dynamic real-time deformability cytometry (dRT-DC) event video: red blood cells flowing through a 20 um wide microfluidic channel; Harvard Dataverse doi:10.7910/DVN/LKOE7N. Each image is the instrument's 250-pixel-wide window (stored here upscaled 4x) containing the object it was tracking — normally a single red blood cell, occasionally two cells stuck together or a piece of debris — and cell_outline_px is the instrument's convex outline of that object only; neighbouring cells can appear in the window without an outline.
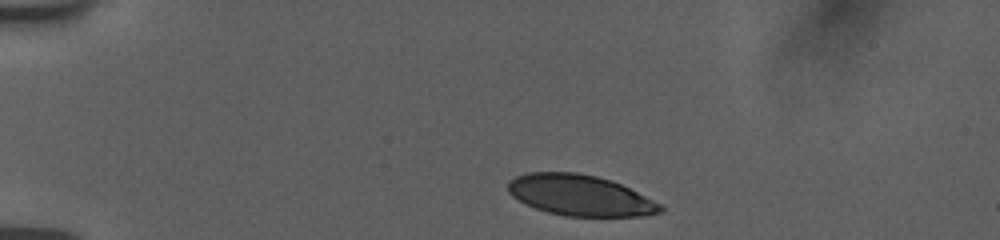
{"species": "human", "species_latin": "Homo sapiens", "temperature_condition": "room temperature", "stored_images_in_passage": 29, "camera_frame_rate_fps": 3000, "um_per_image_px": 0.085, "donor": {"sex": "female"}, "frame": {"image": 1, "passage_image": 1, "time_ms": 0.0, "image_size_px": [1000, 240], "cell_outline_px": [[664, 212], [644, 216], [564, 216], [548, 212], [524, 204], [512, 196], [508, 192], [508, 184], [516, 176], [528, 172], [576, 172], [596, 176], [612, 180], [660, 204], [664, 208]], "centroid_in_image_um": [49.29, 16.61], "position_along_channel_um": 35.7, "area_um2": 36.13}}
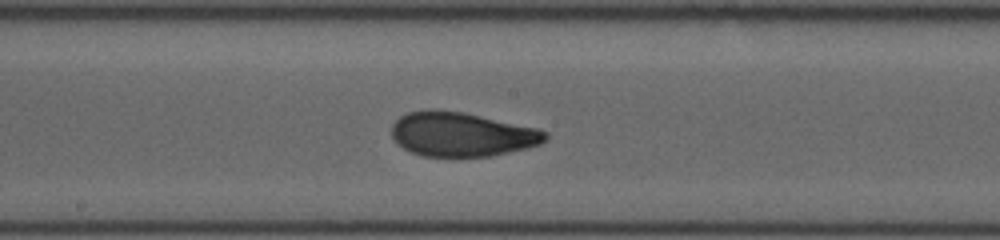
{"frame": {"image": 2, "passage_image": 16, "time_ms": 6.333, "image_size_px": [1000, 240], "cell_outline_px": [[548, 140], [540, 144], [528, 148], [492, 156], [420, 156], [396, 144], [392, 136], [392, 124], [400, 116], [408, 112], [432, 108], [464, 112], [536, 128], [548, 132]], "centroid_in_image_um": [39.24, 11.41], "position_along_channel_um": 209.0, "area_um2": 39.88}}
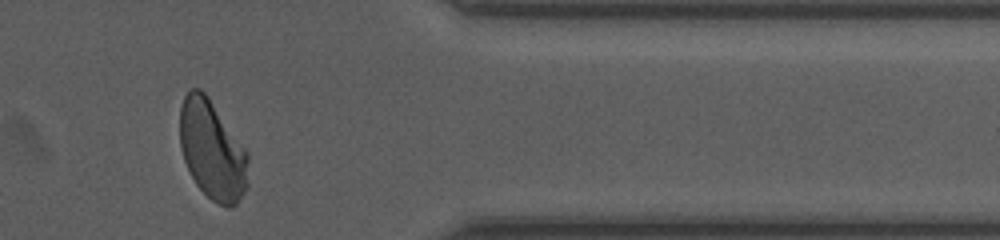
{"frame": {"image": 3, "passage_image": 28, "time_ms": 11.667, "image_size_px": [1000, 240], "cell_outline_px": [[248, 188], [236, 204], [232, 208], [228, 208], [212, 200], [196, 184], [184, 160], [180, 148], [180, 108], [184, 96], [192, 88], [200, 88], [208, 96], [248, 152]], "centroid_in_image_um": [18.05, 12.77], "position_along_channel_um": 393.3, "area_um2": 39.59}, "authors_computed_cell_mechanics": {"area_um2": 39.4774, "velocity_mm_per_s": 3.7481, "shape_relaxation_time_tau1_ms": 4.1745, "shape_relaxation_time_tau2_ms": null, "deformation_change_tau1": 0.1824, "deformation_change_tau2": null}}